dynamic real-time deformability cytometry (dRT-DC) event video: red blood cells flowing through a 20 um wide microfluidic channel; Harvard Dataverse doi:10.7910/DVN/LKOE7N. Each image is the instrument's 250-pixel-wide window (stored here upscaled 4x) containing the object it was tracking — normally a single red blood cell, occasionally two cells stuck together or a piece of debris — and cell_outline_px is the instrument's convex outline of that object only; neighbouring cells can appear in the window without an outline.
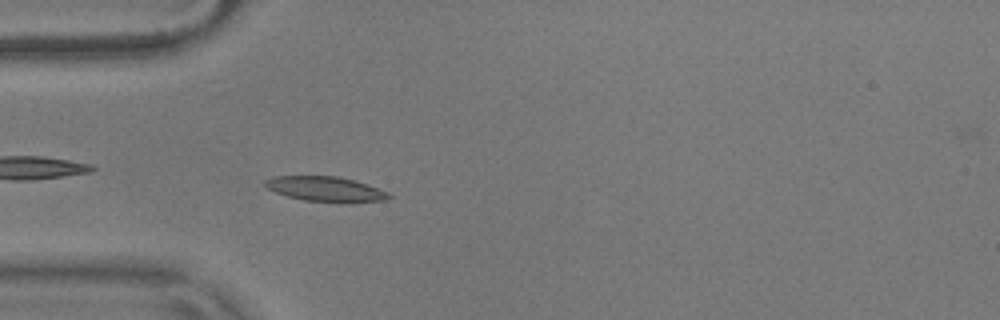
{"species": "common noctule bat (a hibernating species)", "species_latin": "Nyctalus noctula", "temperature_condition": "warm", "stored_images_in_passage": 55, "camera_frame_rate_fps": 3000, "um_per_image_px": 0.085, "animal": {"sex": "male", "body_mass_g": 17.9}, "frame": {"image": 1, "passage_image": 16, "time_ms": 5.0, "image_size_px": [1000, 320], "cell_outline_px": [[392, 196], [384, 200], [348, 204], [344, 204], [304, 200], [288, 196], [276, 192], [268, 188], [264, 184], [264, 180], [272, 176], [336, 176], [352, 180], [388, 192]], "centroid_in_image_um": [27.67, 16.09], "position_along_channel_um": 57.3, "area_um2": 18.09}, "authors_computed_cell_mechanics": {"area_um2": 17.1666, "velocity_mm_per_s": 3.625, "shape_relaxation_time_tau1_ms": 3.5051, "shape_relaxation_time_tau2_ms": 4.34, "deformation_change_tau1": 0.1304, "deformation_change_tau2": 0.0762}}